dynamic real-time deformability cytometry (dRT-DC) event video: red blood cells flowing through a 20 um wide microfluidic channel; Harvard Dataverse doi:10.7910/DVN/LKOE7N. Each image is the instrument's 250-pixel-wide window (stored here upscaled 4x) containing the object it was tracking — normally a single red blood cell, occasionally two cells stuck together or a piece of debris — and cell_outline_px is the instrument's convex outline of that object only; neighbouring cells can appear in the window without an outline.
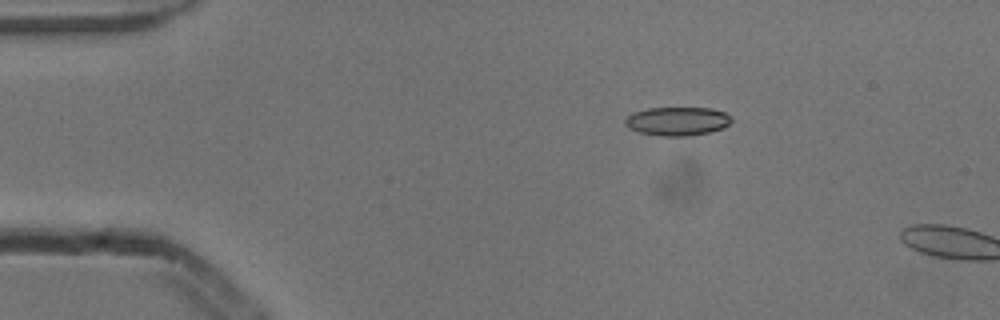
{"species": "common noctule bat (a hibernating species)", "species_latin": "Nyctalus noctula", "temperature_condition": "cold", "stored_images_in_passage": 3, "camera_frame_rate_fps": 3000, "um_per_image_px": 0.085, "animal": {"sex": "male", "body_mass_g": 13.3}, "frame": {"image": 1, "passage_image": 2, "time_ms": 0.333, "image_size_px": [1000, 320], "cell_outline_px": [[732, 120], [724, 128], [708, 132], [688, 136], [660, 136], [640, 132], [628, 128], [624, 124], [624, 120], [632, 112], [648, 108], [712, 108], [724, 112], [732, 116]], "centroid_in_image_um": [57.57, 10.3], "position_along_channel_um": 27.4, "area_um2": 17.86}}